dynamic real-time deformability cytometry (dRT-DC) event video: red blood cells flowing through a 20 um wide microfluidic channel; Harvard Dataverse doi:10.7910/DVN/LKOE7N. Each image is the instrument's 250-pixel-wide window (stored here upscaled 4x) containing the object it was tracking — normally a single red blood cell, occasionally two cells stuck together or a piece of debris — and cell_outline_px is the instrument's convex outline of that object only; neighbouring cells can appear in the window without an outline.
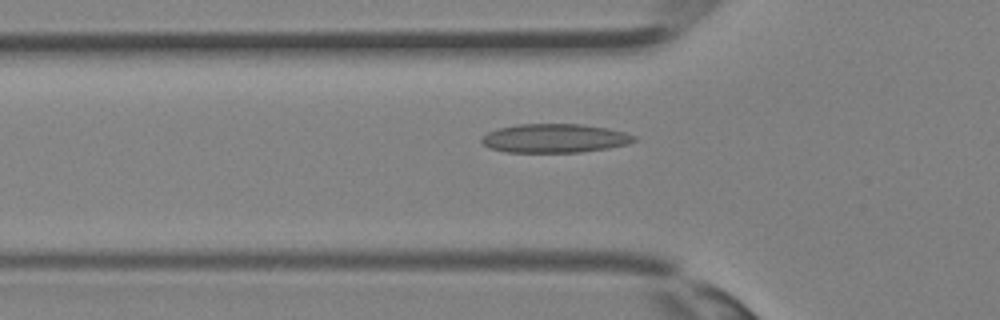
{"species": "Egyptian fruit bat (a non-hibernating species)", "species_latin": "Rousettus aegyptiacus", "temperature_condition": "room temperature", "stored_images_in_passage": 26, "camera_frame_rate_fps": 3000, "um_per_image_px": 0.085, "animal": {"sex": "female"}, "frame": {"image": 1, "passage_image": 3, "time_ms": 0.667, "image_size_px": [1000, 320], "cell_outline_px": [[636, 140], [628, 144], [608, 148], [580, 152], [504, 152], [488, 148], [480, 140], [488, 132], [496, 128], [516, 124], [580, 124], [608, 128], [624, 132], [636, 136]], "centroid_in_image_um": [47.13, 11.75], "position_along_channel_um": 78.7, "area_um2": 25.72}}
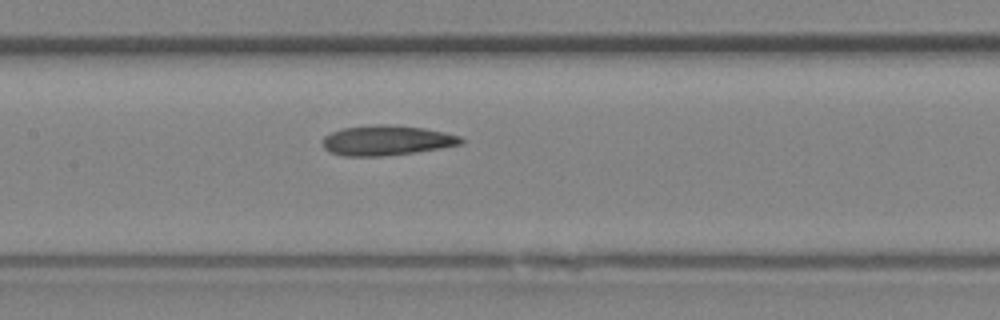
{"frame": {"image": 2, "passage_image": 8, "time_ms": 2.333, "image_size_px": [1000, 320], "cell_outline_px": [[464, 140], [460, 144], [440, 148], [416, 152], [380, 156], [344, 156], [332, 152], [324, 148], [324, 136], [332, 132], [344, 128], [380, 124], [424, 128], [444, 132], [460, 136]], "centroid_in_image_um": [32.88, 11.94], "position_along_channel_um": 174.5, "area_um2": 23.76}}
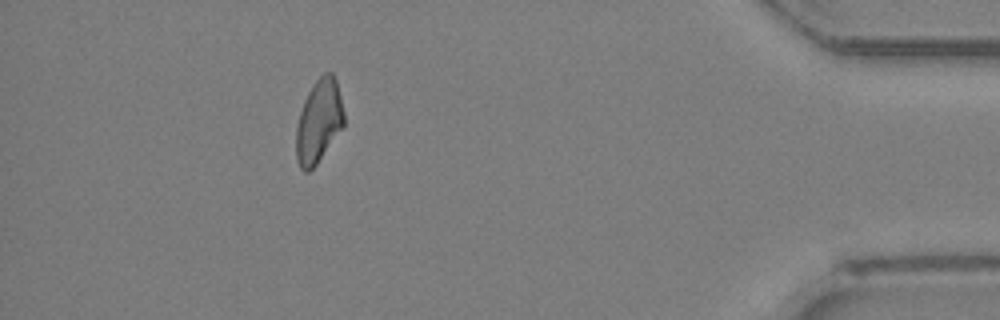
{"frame": {"image": 3, "passage_image": 23, "time_ms": 7.333, "image_size_px": [1000, 320], "cell_outline_px": [[344, 128], [316, 164], [308, 172], [304, 172], [300, 168], [296, 160], [296, 128], [300, 112], [304, 100], [312, 84], [324, 72], [332, 72], [336, 80], [344, 112]], "centroid_in_image_um": [27.1, 10.32], "position_along_channel_um": 408.1, "area_um2": 23.35}}